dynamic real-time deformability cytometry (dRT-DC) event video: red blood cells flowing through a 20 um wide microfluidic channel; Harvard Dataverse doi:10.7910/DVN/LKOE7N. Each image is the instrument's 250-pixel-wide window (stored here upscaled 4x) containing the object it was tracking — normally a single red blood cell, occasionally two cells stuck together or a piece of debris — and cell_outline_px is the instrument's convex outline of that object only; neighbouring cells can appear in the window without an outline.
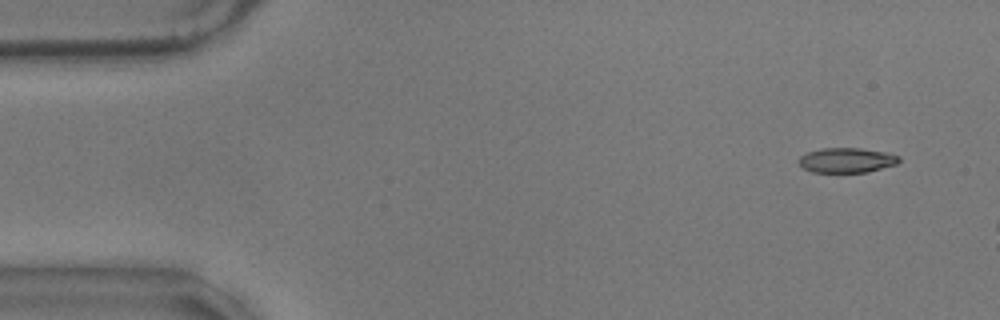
{"species": "common noctule bat (a hibernating species)", "species_latin": "Nyctalus noctula", "temperature_condition": "warm", "stored_images_in_passage": 11, "camera_frame_rate_fps": 3000, "um_per_image_px": 0.085, "animal": {"sex": "male", "body_mass_g": 17.9}, "frame": {"image": 1, "passage_image": 4, "time_ms": 1.0, "image_size_px": [1000, 320], "cell_outline_px": [[900, 160], [896, 164], [868, 172], [812, 172], [804, 168], [796, 160], [800, 156], [808, 152], [820, 148], [860, 148], [884, 152], [900, 156]], "centroid_in_image_um": [71.94, 13.61], "position_along_channel_um": 13.1, "area_um2": 14.51}}